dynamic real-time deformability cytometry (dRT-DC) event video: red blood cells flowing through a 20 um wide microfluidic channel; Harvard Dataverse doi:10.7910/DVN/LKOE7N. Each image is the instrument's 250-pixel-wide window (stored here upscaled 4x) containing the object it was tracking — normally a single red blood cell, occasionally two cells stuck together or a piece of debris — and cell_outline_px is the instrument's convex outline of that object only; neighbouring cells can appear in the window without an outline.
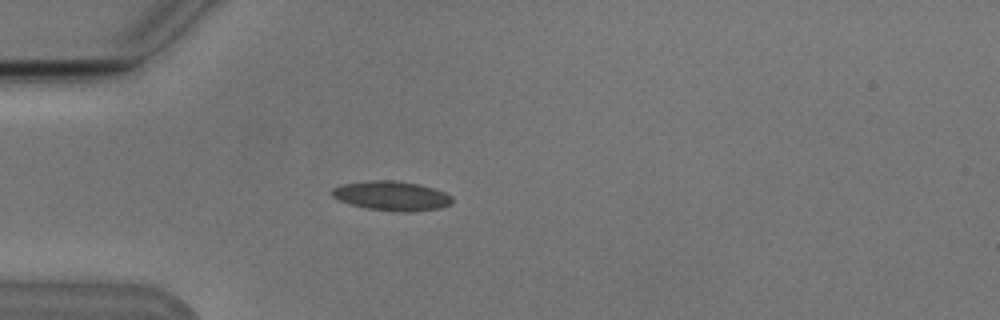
{"species": "Egyptian fruit bat (a non-hibernating species)", "species_latin": "Rousettus aegyptiacus", "temperature_condition": "cold", "stored_images_in_passage": 4, "camera_frame_rate_fps": 3000, "um_per_image_px": 0.085, "animal": {"sex": "male"}, "frame": {"image": 1, "passage_image": 4, "time_ms": 1.0, "image_size_px": [1000, 320], "cell_outline_px": [[452, 204], [440, 208], [412, 212], [400, 212], [364, 208], [348, 204], [332, 196], [332, 188], [344, 184], [368, 180], [396, 180], [420, 184], [444, 192], [452, 196]], "centroid_in_image_um": [33.3, 16.65], "position_along_channel_um": 51.7, "area_um2": 20.81}}